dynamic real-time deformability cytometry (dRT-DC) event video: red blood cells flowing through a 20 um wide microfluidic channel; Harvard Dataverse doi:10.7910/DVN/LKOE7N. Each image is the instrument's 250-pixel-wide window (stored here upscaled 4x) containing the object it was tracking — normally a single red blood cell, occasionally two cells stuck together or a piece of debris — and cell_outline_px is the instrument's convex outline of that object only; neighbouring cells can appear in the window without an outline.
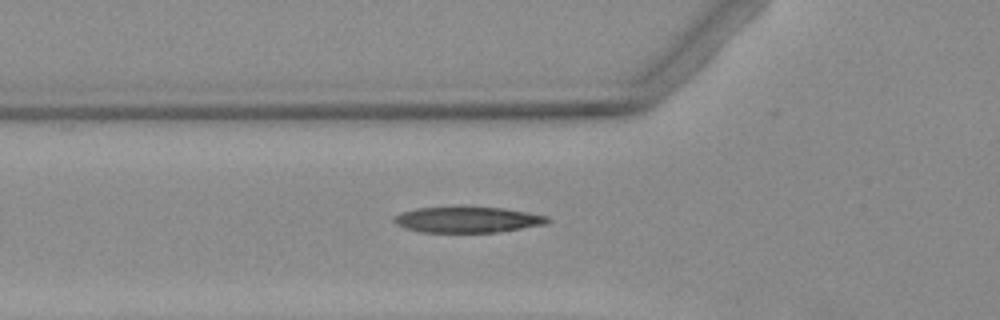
{"species": "Egyptian fruit bat (a non-hibernating species)", "species_latin": "Rousettus aegyptiacus", "temperature_condition": "warm", "stored_images_in_passage": 4, "camera_frame_rate_fps": 3000, "um_per_image_px": 0.085, "animal": {"sex": "female"}, "frame": {"image": 1, "passage_image": 4, "time_ms": 4.0, "image_size_px": [1000, 320], "cell_outline_px": [[552, 220], [544, 224], [496, 232], [424, 232], [404, 228], [396, 224], [392, 220], [392, 216], [400, 212], [416, 208], [460, 204], [504, 208], [548, 216]], "centroid_in_image_um": [39.66, 18.62], "position_along_channel_um": 86.1, "area_um2": 23.99}}